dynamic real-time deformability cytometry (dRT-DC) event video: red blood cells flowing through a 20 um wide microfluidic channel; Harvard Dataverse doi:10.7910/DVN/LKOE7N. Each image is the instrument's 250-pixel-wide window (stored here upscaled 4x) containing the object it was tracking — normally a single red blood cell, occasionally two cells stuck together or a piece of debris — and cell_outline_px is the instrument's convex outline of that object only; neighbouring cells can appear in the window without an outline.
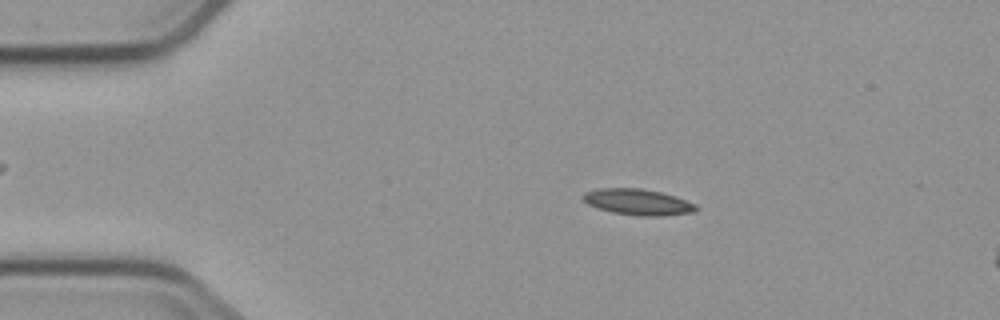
{"species": "common noctule bat (a hibernating species)", "species_latin": "Nyctalus noctula", "temperature_condition": "cold", "stored_images_in_passage": 4, "camera_frame_rate_fps": 3000, "um_per_image_px": 0.085, "animal": {"sex": "male", "body_mass_g": 23.1, "forearm_length_mm": 52.7}, "frame": {"image": 1, "passage_image": 2, "time_ms": 1.333, "image_size_px": [1000, 320], "cell_outline_px": [[696, 212], [660, 216], [640, 216], [612, 212], [596, 208], [588, 204], [580, 196], [584, 192], [600, 188], [640, 188], [660, 192], [696, 204]], "centroid_in_image_um": [54.17, 17.17], "position_along_channel_um": 30.8, "area_um2": 17.05}}